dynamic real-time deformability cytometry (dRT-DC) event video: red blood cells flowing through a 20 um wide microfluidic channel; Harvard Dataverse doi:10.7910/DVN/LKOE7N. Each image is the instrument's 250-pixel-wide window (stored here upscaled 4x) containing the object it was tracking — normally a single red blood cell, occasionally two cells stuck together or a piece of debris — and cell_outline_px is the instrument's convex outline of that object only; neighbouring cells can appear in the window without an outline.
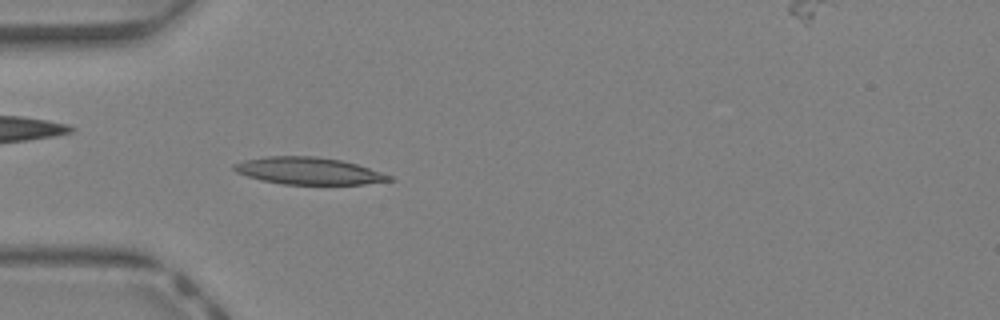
{"species": "Egyptian fruit bat (a non-hibernating species)", "species_latin": "Rousettus aegyptiacus", "temperature_condition": "warm", "stored_images_in_passage": 43, "segment_of_instrument_passage": [1, 2], "camera_frame_rate_fps": 3000, "um_per_image_px": 0.085, "animal": {"sex": "female"}, "frame": {"image": 1, "passage_image": 13, "time_ms": 4.0, "image_size_px": [1000, 320], "cell_outline_px": [[396, 180], [364, 184], [284, 184], [260, 180], [236, 172], [232, 168], [232, 164], [244, 160], [264, 156], [316, 156], [340, 160], [356, 164], [392, 176]], "centroid_in_image_um": [26.2, 14.52], "position_along_channel_um": 58.8, "area_um2": 24.45}}
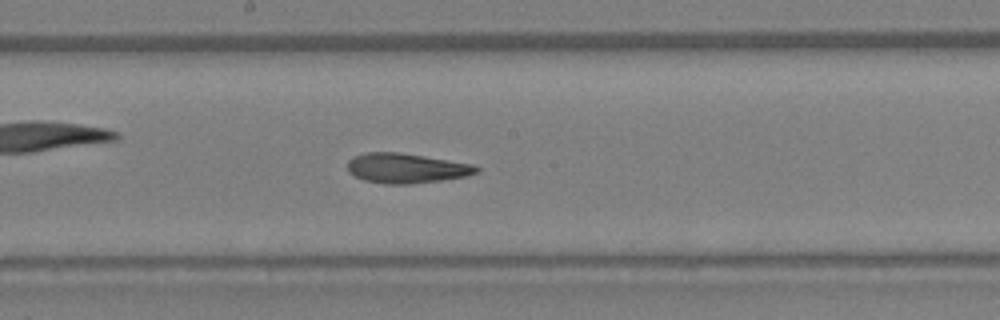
{"frame": {"image": 2, "passage_image": 23, "time_ms": 7.333, "image_size_px": [1000, 320], "cell_outline_px": [[480, 172], [468, 176], [440, 180], [408, 184], [384, 184], [364, 180], [348, 172], [348, 160], [352, 156], [364, 152], [400, 152], [472, 164], [480, 168]], "centroid_in_image_um": [34.52, 14.29], "position_along_channel_um": 213.7, "area_um2": 22.48}}
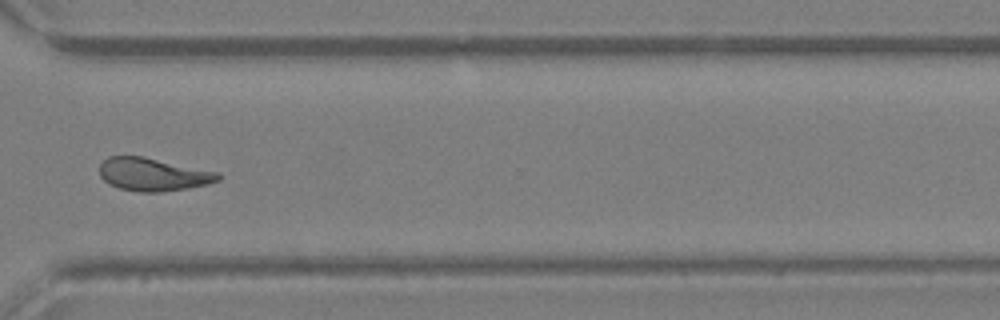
{"frame": {"image": 3, "passage_image": 32, "time_ms": 10.333, "image_size_px": [1000, 320], "cell_outline_px": [[220, 180], [208, 184], [188, 188], [160, 192], [140, 192], [120, 188], [108, 184], [100, 176], [100, 164], [108, 156], [144, 156], [220, 172]], "centroid_in_image_um": [13.03, 14.82], "position_along_channel_um": 357.6, "area_um2": 22.95}}